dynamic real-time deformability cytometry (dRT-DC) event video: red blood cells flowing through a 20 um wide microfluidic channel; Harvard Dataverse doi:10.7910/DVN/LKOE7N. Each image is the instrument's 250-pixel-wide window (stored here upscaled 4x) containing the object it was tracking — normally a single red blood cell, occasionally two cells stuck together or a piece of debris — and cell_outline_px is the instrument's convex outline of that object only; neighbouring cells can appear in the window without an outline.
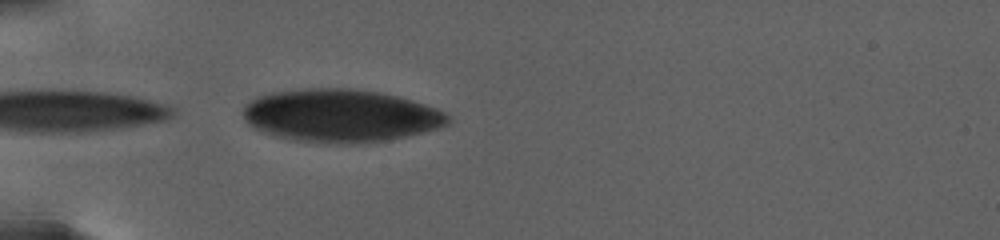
{"species": "human", "species_latin": "Homo sapiens", "temperature_condition": "warm", "stored_images_in_passage": 11, "camera_frame_rate_fps": 3000, "um_per_image_px": 0.085, "donor": {"sex": "female"}, "frame": {"image": 1, "passage_image": 1, "time_ms": 0.0, "image_size_px": [1000, 240], "cell_outline_px": [[448, 120], [444, 124], [436, 128], [404, 136], [384, 140], [360, 144], [316, 144], [292, 140], [272, 136], [260, 132], [248, 124], [244, 116], [244, 108], [256, 96], [272, 92], [304, 88], [352, 88], [380, 92], [412, 100], [436, 108], [444, 112], [448, 116]], "centroid_in_image_um": [28.87, 9.84], "position_along_channel_um": 56.1, "area_um2": 63.29}}
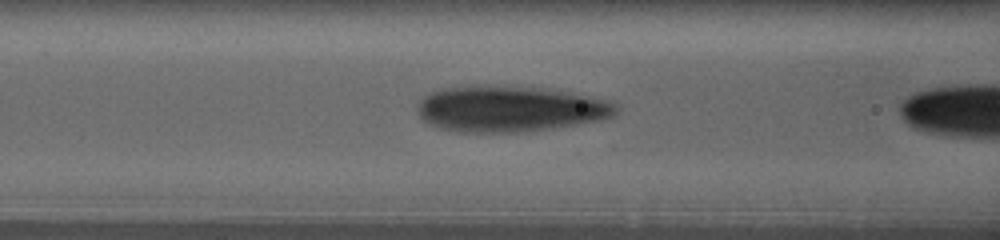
{"frame": {"image": 2, "passage_image": 8, "time_ms": 1.667, "image_size_px": [1000, 240], "cell_outline_px": [[620, 108], [612, 116], [600, 120], [552, 128], [520, 132], [460, 132], [440, 128], [428, 124], [420, 116], [416, 108], [420, 100], [428, 92], [444, 88], [484, 84], [544, 88], [608, 100], [616, 104]], "centroid_in_image_um": [43.29, 9.24], "position_along_channel_um": 123.3, "area_um2": 53.35}}